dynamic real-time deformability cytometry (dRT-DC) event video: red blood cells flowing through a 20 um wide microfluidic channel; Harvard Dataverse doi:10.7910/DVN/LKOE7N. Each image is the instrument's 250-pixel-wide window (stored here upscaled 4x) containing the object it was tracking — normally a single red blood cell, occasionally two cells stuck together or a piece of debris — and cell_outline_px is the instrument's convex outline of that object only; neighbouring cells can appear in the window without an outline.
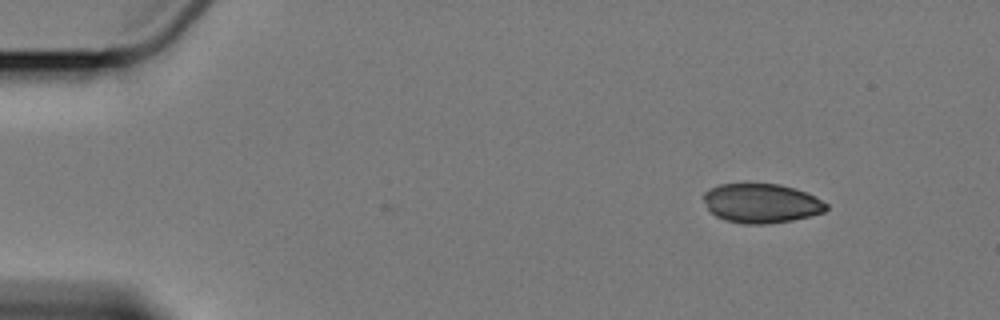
{"species": "Egyptian fruit bat (a non-hibernating species)", "species_latin": "Rousettus aegyptiacus", "temperature_condition": "cold", "stored_images_in_passage": 4, "camera_frame_rate_fps": 3000, "um_per_image_px": 0.085, "animal": {"sex": "female"}, "frame": {"image": 1, "passage_image": 1, "time_ms": 0.0, "image_size_px": [1000, 320], "cell_outline_px": [[828, 208], [824, 212], [792, 220], [764, 224], [744, 224], [728, 220], [716, 216], [708, 208], [704, 200], [704, 192], [720, 184], [780, 184], [796, 188], [828, 204]], "centroid_in_image_um": [64.72, 17.27], "position_along_channel_um": 20.3, "area_um2": 27.69}}
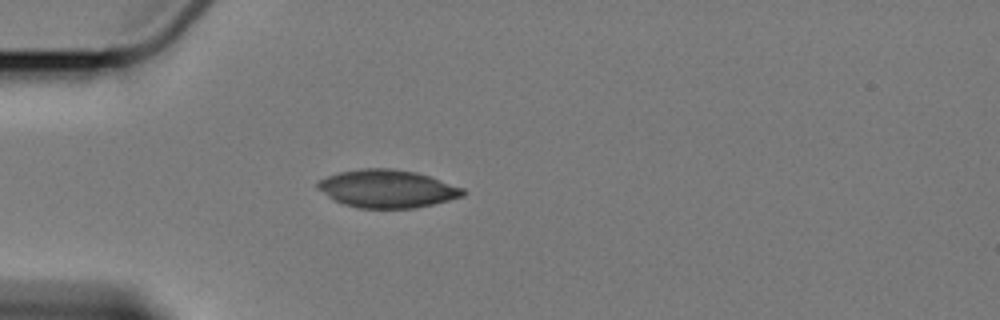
{"frame": {"image": 2, "passage_image": 4, "time_ms": 3.333, "image_size_px": [1000, 320], "cell_outline_px": [[468, 192], [464, 196], [432, 204], [412, 208], [360, 208], [344, 204], [328, 196], [316, 188], [316, 184], [320, 180], [328, 176], [340, 172], [360, 168], [392, 168], [416, 172], [464, 188]], "centroid_in_image_um": [32.92, 16.03], "position_along_channel_um": 52.1, "area_um2": 31.91}}